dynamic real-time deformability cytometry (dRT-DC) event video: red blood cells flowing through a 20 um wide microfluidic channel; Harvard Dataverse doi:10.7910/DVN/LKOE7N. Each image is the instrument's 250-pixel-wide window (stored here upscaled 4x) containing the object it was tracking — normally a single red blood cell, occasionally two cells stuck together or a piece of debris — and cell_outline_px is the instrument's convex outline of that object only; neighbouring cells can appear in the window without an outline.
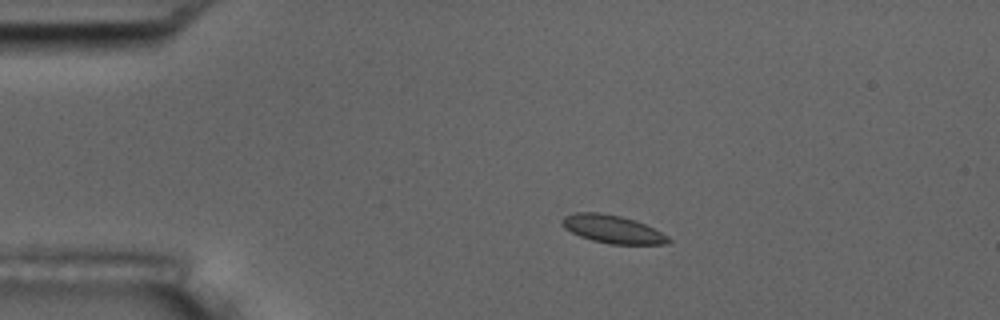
{"species": "common noctule bat (a hibernating species)", "species_latin": "Nyctalus noctula", "temperature_condition": "room temperature", "stored_images_in_passage": 4, "camera_frame_rate_fps": 3000, "um_per_image_px": 0.085, "animal": {"sex": "male", "body_mass_g": 17.5, "forearm_length_mm": 52.3}, "frame": {"image": 1, "passage_image": 3, "time_ms": 2.667, "image_size_px": [1000, 320], "cell_outline_px": [[672, 240], [668, 244], [608, 244], [592, 240], [580, 236], [564, 228], [560, 224], [560, 220], [564, 216], [576, 212], [600, 212], [620, 216], [636, 220], [668, 236]], "centroid_in_image_um": [52.03, 19.47], "position_along_channel_um": 33.0, "area_um2": 17.4}}